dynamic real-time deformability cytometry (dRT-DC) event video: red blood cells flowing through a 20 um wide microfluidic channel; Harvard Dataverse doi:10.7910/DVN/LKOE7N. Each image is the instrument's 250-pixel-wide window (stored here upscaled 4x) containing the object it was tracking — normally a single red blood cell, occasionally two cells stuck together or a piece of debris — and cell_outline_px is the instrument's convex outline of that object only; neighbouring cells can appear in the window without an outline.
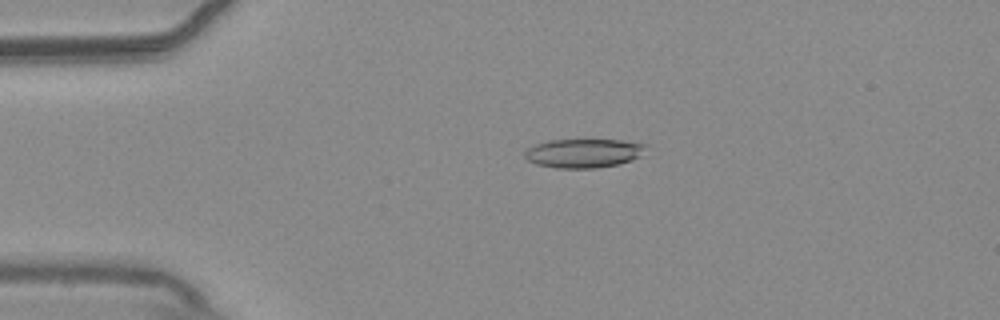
{"species": "common noctule bat (a hibernating species)", "species_latin": "Nyctalus noctula", "temperature_condition": "warm", "stored_images_in_passage": 55, "camera_frame_rate_fps": 3000, "um_per_image_px": 0.085, "animal": {"sex": "male", "body_mass_g": 20.4}, "frame": {"image": 1, "passage_image": 12, "time_ms": 3.667, "image_size_px": [1000, 320], "cell_outline_px": [[648, 144], [640, 156], [632, 160], [620, 164], [596, 168], [556, 168], [536, 164], [528, 160], [524, 156], [524, 152], [528, 148], [536, 144], [548, 140], [624, 140]], "centroid_in_image_um": [49.62, 13.02], "position_along_channel_um": 35.4, "area_um2": 20.52}}
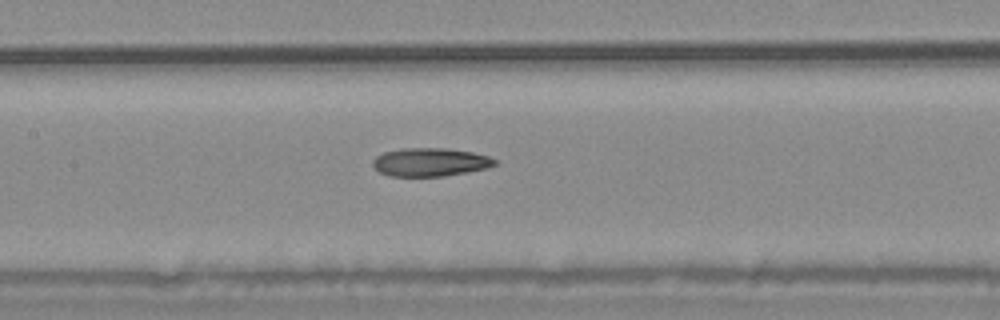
{"frame": {"image": 2, "passage_image": 26, "time_ms": 8.333, "image_size_px": [1000, 320], "cell_outline_px": [[496, 164], [488, 168], [468, 172], [444, 176], [388, 176], [380, 172], [372, 164], [372, 160], [376, 156], [384, 152], [404, 148], [448, 148], [472, 152], [488, 156], [496, 160]], "centroid_in_image_um": [36.57, 13.78], "position_along_channel_um": 170.8, "area_um2": 20.17}}
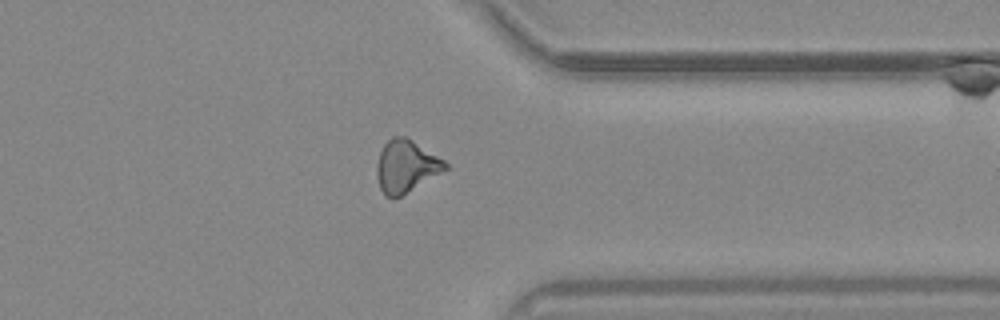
{"frame": {"image": 3, "passage_image": 43, "time_ms": 14.0, "image_size_px": [1000, 320], "cell_outline_px": [[448, 168], [400, 196], [384, 196], [380, 188], [376, 172], [376, 164], [380, 152], [384, 144], [392, 136], [404, 136], [412, 140], [444, 160], [448, 164]], "centroid_in_image_um": [34.48, 14.11], "position_along_channel_um": 376.9, "area_um2": 20.46}, "authors_computed_cell_mechanics": {"area_um2": 20.519, "velocity_mm_per_s": 3.7223, "shape_relaxation_time_tau1_ms": null, "shape_relaxation_time_tau2_ms": 2.7236, "deformation_change_tau1": null, "deformation_change_tau2": 0.1205}}